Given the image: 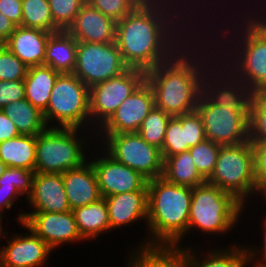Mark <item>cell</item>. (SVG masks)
I'll list each match as a JSON object with an SVG mask.
<instances>
[{"mask_svg":"<svg viewBox=\"0 0 266 267\" xmlns=\"http://www.w3.org/2000/svg\"><path fill=\"white\" fill-rule=\"evenodd\" d=\"M168 2L171 1L144 0L133 11L116 22L115 42L121 52L124 63L129 68L141 69L147 72L170 59L180 50V46H184L185 42H187L186 40H181L183 35L178 37L181 35L179 29L180 31L183 29V24L178 26L177 22H175L180 21V19L176 20L180 11L177 10L176 16L172 14L170 12L172 8L167 7L169 5L167 4ZM171 14L173 17H169L172 16ZM173 18L175 21H172ZM173 22L175 23L173 24ZM176 26L178 27L176 28ZM182 42L183 45H180Z\"/></svg>","mask_w":266,"mask_h":267,"instance_id":"obj_1","label":"cell"},{"mask_svg":"<svg viewBox=\"0 0 266 267\" xmlns=\"http://www.w3.org/2000/svg\"><path fill=\"white\" fill-rule=\"evenodd\" d=\"M187 45L191 44L186 43L185 47L181 46V51H177L167 61L148 70L145 76V81L154 93L155 107L172 117L196 111L202 93V79L207 62L201 55L200 59H197L196 49L193 51ZM188 48L190 50L187 52ZM192 52L194 54H191ZM199 60L202 63L204 61V65Z\"/></svg>","mask_w":266,"mask_h":267,"instance_id":"obj_2","label":"cell"},{"mask_svg":"<svg viewBox=\"0 0 266 267\" xmlns=\"http://www.w3.org/2000/svg\"><path fill=\"white\" fill-rule=\"evenodd\" d=\"M147 188L146 223L153 241H145V245L178 246L188 232L192 188L168 182L162 176L148 180Z\"/></svg>","mask_w":266,"mask_h":267,"instance_id":"obj_3","label":"cell"},{"mask_svg":"<svg viewBox=\"0 0 266 267\" xmlns=\"http://www.w3.org/2000/svg\"><path fill=\"white\" fill-rule=\"evenodd\" d=\"M245 207L231 193L207 181L192 188L188 231L198 227L205 233L228 232Z\"/></svg>","mask_w":266,"mask_h":267,"instance_id":"obj_4","label":"cell"},{"mask_svg":"<svg viewBox=\"0 0 266 267\" xmlns=\"http://www.w3.org/2000/svg\"><path fill=\"white\" fill-rule=\"evenodd\" d=\"M207 182L231 193L243 205L248 194L252 197L251 193H260L255 179L251 142L221 146L215 169Z\"/></svg>","mask_w":266,"mask_h":267,"instance_id":"obj_5","label":"cell"},{"mask_svg":"<svg viewBox=\"0 0 266 267\" xmlns=\"http://www.w3.org/2000/svg\"><path fill=\"white\" fill-rule=\"evenodd\" d=\"M79 128L48 127L36 136L35 172L55 173L81 167L86 158L85 142L77 137Z\"/></svg>","mask_w":266,"mask_h":267,"instance_id":"obj_6","label":"cell"},{"mask_svg":"<svg viewBox=\"0 0 266 267\" xmlns=\"http://www.w3.org/2000/svg\"><path fill=\"white\" fill-rule=\"evenodd\" d=\"M249 18H243V32L237 36L243 35L239 41V48L236 46V56L233 63L224 62L225 68L231 69L236 78L240 79L253 93L266 89V28L259 22L257 16L248 15ZM243 33V34H242ZM241 44V45H240ZM241 46V47H240ZM241 50V51H240ZM236 58H240L239 60ZM236 60V61H235ZM235 68H231L230 64ZM229 65V66H227ZM234 71H233V70ZM238 75V77H237ZM246 82V83H245Z\"/></svg>","mask_w":266,"mask_h":267,"instance_id":"obj_7","label":"cell"},{"mask_svg":"<svg viewBox=\"0 0 266 267\" xmlns=\"http://www.w3.org/2000/svg\"><path fill=\"white\" fill-rule=\"evenodd\" d=\"M43 115L47 125L58 121L59 126L51 127L80 128L90 122L89 88L73 73H60Z\"/></svg>","mask_w":266,"mask_h":267,"instance_id":"obj_8","label":"cell"},{"mask_svg":"<svg viewBox=\"0 0 266 267\" xmlns=\"http://www.w3.org/2000/svg\"><path fill=\"white\" fill-rule=\"evenodd\" d=\"M116 42L87 43L78 41L73 74L88 88L127 71Z\"/></svg>","mask_w":266,"mask_h":267,"instance_id":"obj_9","label":"cell"},{"mask_svg":"<svg viewBox=\"0 0 266 267\" xmlns=\"http://www.w3.org/2000/svg\"><path fill=\"white\" fill-rule=\"evenodd\" d=\"M107 154L114 160L138 171L147 180L163 175L160 149L147 143L138 132L105 134Z\"/></svg>","mask_w":266,"mask_h":267,"instance_id":"obj_10","label":"cell"},{"mask_svg":"<svg viewBox=\"0 0 266 267\" xmlns=\"http://www.w3.org/2000/svg\"><path fill=\"white\" fill-rule=\"evenodd\" d=\"M196 111L202 118L206 139L221 146L249 141V120L241 112L215 105L203 93Z\"/></svg>","mask_w":266,"mask_h":267,"instance_id":"obj_11","label":"cell"},{"mask_svg":"<svg viewBox=\"0 0 266 267\" xmlns=\"http://www.w3.org/2000/svg\"><path fill=\"white\" fill-rule=\"evenodd\" d=\"M145 76V71L129 68L117 77L90 87V121L92 119L94 121L97 120L102 126L116 111L118 106L145 81Z\"/></svg>","mask_w":266,"mask_h":267,"instance_id":"obj_12","label":"cell"},{"mask_svg":"<svg viewBox=\"0 0 266 267\" xmlns=\"http://www.w3.org/2000/svg\"><path fill=\"white\" fill-rule=\"evenodd\" d=\"M20 224L24 223L52 250L64 242L83 240L73 211L67 212H30L18 216Z\"/></svg>","mask_w":266,"mask_h":267,"instance_id":"obj_13","label":"cell"},{"mask_svg":"<svg viewBox=\"0 0 266 267\" xmlns=\"http://www.w3.org/2000/svg\"><path fill=\"white\" fill-rule=\"evenodd\" d=\"M155 107L154 93L144 81L126 98L111 117L99 127L104 134L138 132L143 120Z\"/></svg>","mask_w":266,"mask_h":267,"instance_id":"obj_14","label":"cell"},{"mask_svg":"<svg viewBox=\"0 0 266 267\" xmlns=\"http://www.w3.org/2000/svg\"><path fill=\"white\" fill-rule=\"evenodd\" d=\"M102 197L137 190H148L147 179L138 171L117 162L110 155L90 162Z\"/></svg>","mask_w":266,"mask_h":267,"instance_id":"obj_15","label":"cell"},{"mask_svg":"<svg viewBox=\"0 0 266 267\" xmlns=\"http://www.w3.org/2000/svg\"><path fill=\"white\" fill-rule=\"evenodd\" d=\"M216 70L217 68H215V71L213 70L214 75L209 72L204 74V77L202 79V93L213 104L223 107H230L232 110L241 112L249 120L250 104L253 92L240 79L236 78L234 75H232V73L230 74V69L227 70L225 68L224 71L226 70L227 72H229L227 74V72L225 71L224 75H222L221 73L222 70L218 71V73ZM219 75L220 77H218ZM207 76H212V78H207ZM214 76L216 79L213 78Z\"/></svg>","mask_w":266,"mask_h":267,"instance_id":"obj_16","label":"cell"},{"mask_svg":"<svg viewBox=\"0 0 266 267\" xmlns=\"http://www.w3.org/2000/svg\"><path fill=\"white\" fill-rule=\"evenodd\" d=\"M206 139L203 121L197 111L171 117L162 144L163 161L196 146Z\"/></svg>","mask_w":266,"mask_h":267,"instance_id":"obj_17","label":"cell"},{"mask_svg":"<svg viewBox=\"0 0 266 267\" xmlns=\"http://www.w3.org/2000/svg\"><path fill=\"white\" fill-rule=\"evenodd\" d=\"M31 234L15 236L0 250L3 267H39L53 251L40 237L22 223Z\"/></svg>","mask_w":266,"mask_h":267,"instance_id":"obj_18","label":"cell"},{"mask_svg":"<svg viewBox=\"0 0 266 267\" xmlns=\"http://www.w3.org/2000/svg\"><path fill=\"white\" fill-rule=\"evenodd\" d=\"M67 31L77 41L112 43L115 41L116 21L86 2Z\"/></svg>","mask_w":266,"mask_h":267,"instance_id":"obj_19","label":"cell"},{"mask_svg":"<svg viewBox=\"0 0 266 267\" xmlns=\"http://www.w3.org/2000/svg\"><path fill=\"white\" fill-rule=\"evenodd\" d=\"M27 200L35 209L32 212L71 211L62 174L35 172L32 192Z\"/></svg>","mask_w":266,"mask_h":267,"instance_id":"obj_20","label":"cell"},{"mask_svg":"<svg viewBox=\"0 0 266 267\" xmlns=\"http://www.w3.org/2000/svg\"><path fill=\"white\" fill-rule=\"evenodd\" d=\"M62 178L71 211L102 198L96 174L90 162L63 172Z\"/></svg>","mask_w":266,"mask_h":267,"instance_id":"obj_21","label":"cell"},{"mask_svg":"<svg viewBox=\"0 0 266 267\" xmlns=\"http://www.w3.org/2000/svg\"><path fill=\"white\" fill-rule=\"evenodd\" d=\"M50 35L51 32L41 29L16 26L3 45L28 67L43 65Z\"/></svg>","mask_w":266,"mask_h":267,"instance_id":"obj_22","label":"cell"},{"mask_svg":"<svg viewBox=\"0 0 266 267\" xmlns=\"http://www.w3.org/2000/svg\"><path fill=\"white\" fill-rule=\"evenodd\" d=\"M111 230L136 220H147L148 190H137L104 197Z\"/></svg>","mask_w":266,"mask_h":267,"instance_id":"obj_23","label":"cell"},{"mask_svg":"<svg viewBox=\"0 0 266 267\" xmlns=\"http://www.w3.org/2000/svg\"><path fill=\"white\" fill-rule=\"evenodd\" d=\"M134 253L128 267H189L186 248L180 246L140 244Z\"/></svg>","mask_w":266,"mask_h":267,"instance_id":"obj_24","label":"cell"},{"mask_svg":"<svg viewBox=\"0 0 266 267\" xmlns=\"http://www.w3.org/2000/svg\"><path fill=\"white\" fill-rule=\"evenodd\" d=\"M78 41L67 31L51 33L47 40L44 65L60 73H73Z\"/></svg>","mask_w":266,"mask_h":267,"instance_id":"obj_25","label":"cell"},{"mask_svg":"<svg viewBox=\"0 0 266 267\" xmlns=\"http://www.w3.org/2000/svg\"><path fill=\"white\" fill-rule=\"evenodd\" d=\"M60 72L47 65L28 67L25 83V99L42 112L47 108L50 94Z\"/></svg>","mask_w":266,"mask_h":267,"instance_id":"obj_26","label":"cell"},{"mask_svg":"<svg viewBox=\"0 0 266 267\" xmlns=\"http://www.w3.org/2000/svg\"><path fill=\"white\" fill-rule=\"evenodd\" d=\"M72 211L78 231L83 239H96L100 233L111 230L107 203L104 197Z\"/></svg>","mask_w":266,"mask_h":267,"instance_id":"obj_27","label":"cell"},{"mask_svg":"<svg viewBox=\"0 0 266 267\" xmlns=\"http://www.w3.org/2000/svg\"><path fill=\"white\" fill-rule=\"evenodd\" d=\"M0 159L8 167L34 171L36 136L20 134L0 143Z\"/></svg>","mask_w":266,"mask_h":267,"instance_id":"obj_28","label":"cell"},{"mask_svg":"<svg viewBox=\"0 0 266 267\" xmlns=\"http://www.w3.org/2000/svg\"><path fill=\"white\" fill-rule=\"evenodd\" d=\"M186 252L188 253L189 267H245L246 264L250 263L251 260L253 261V258L259 255L257 253H260L259 251L256 252L253 248H243L242 246L236 248L234 246L227 250L217 249V251L207 252L208 255L199 261L193 250L188 248Z\"/></svg>","mask_w":266,"mask_h":267,"instance_id":"obj_29","label":"cell"},{"mask_svg":"<svg viewBox=\"0 0 266 267\" xmlns=\"http://www.w3.org/2000/svg\"><path fill=\"white\" fill-rule=\"evenodd\" d=\"M2 110L14 122L20 134L37 136L48 127L43 112L26 99L12 102Z\"/></svg>","mask_w":266,"mask_h":267,"instance_id":"obj_30","label":"cell"},{"mask_svg":"<svg viewBox=\"0 0 266 267\" xmlns=\"http://www.w3.org/2000/svg\"><path fill=\"white\" fill-rule=\"evenodd\" d=\"M168 182L194 188L206 180L196 169L190 151L167 157L163 162V175Z\"/></svg>","mask_w":266,"mask_h":267,"instance_id":"obj_31","label":"cell"},{"mask_svg":"<svg viewBox=\"0 0 266 267\" xmlns=\"http://www.w3.org/2000/svg\"><path fill=\"white\" fill-rule=\"evenodd\" d=\"M21 26L51 33L60 31L54 24L48 0H22Z\"/></svg>","mask_w":266,"mask_h":267,"instance_id":"obj_32","label":"cell"},{"mask_svg":"<svg viewBox=\"0 0 266 267\" xmlns=\"http://www.w3.org/2000/svg\"><path fill=\"white\" fill-rule=\"evenodd\" d=\"M172 116L154 107L143 120L138 133L149 144L162 149L166 128Z\"/></svg>","mask_w":266,"mask_h":267,"instance_id":"obj_33","label":"cell"},{"mask_svg":"<svg viewBox=\"0 0 266 267\" xmlns=\"http://www.w3.org/2000/svg\"><path fill=\"white\" fill-rule=\"evenodd\" d=\"M248 125L250 142H266V89L253 93Z\"/></svg>","mask_w":266,"mask_h":267,"instance_id":"obj_34","label":"cell"},{"mask_svg":"<svg viewBox=\"0 0 266 267\" xmlns=\"http://www.w3.org/2000/svg\"><path fill=\"white\" fill-rule=\"evenodd\" d=\"M221 145L205 139L196 146L189 148L196 169L207 181L213 173Z\"/></svg>","mask_w":266,"mask_h":267,"instance_id":"obj_35","label":"cell"},{"mask_svg":"<svg viewBox=\"0 0 266 267\" xmlns=\"http://www.w3.org/2000/svg\"><path fill=\"white\" fill-rule=\"evenodd\" d=\"M35 171L24 168L7 167L0 176V190L11 191L16 196L32 192L33 178Z\"/></svg>","mask_w":266,"mask_h":267,"instance_id":"obj_36","label":"cell"},{"mask_svg":"<svg viewBox=\"0 0 266 267\" xmlns=\"http://www.w3.org/2000/svg\"><path fill=\"white\" fill-rule=\"evenodd\" d=\"M54 24L67 30L87 0H48Z\"/></svg>","mask_w":266,"mask_h":267,"instance_id":"obj_37","label":"cell"},{"mask_svg":"<svg viewBox=\"0 0 266 267\" xmlns=\"http://www.w3.org/2000/svg\"><path fill=\"white\" fill-rule=\"evenodd\" d=\"M28 66L0 44V81L24 80Z\"/></svg>","mask_w":266,"mask_h":267,"instance_id":"obj_38","label":"cell"},{"mask_svg":"<svg viewBox=\"0 0 266 267\" xmlns=\"http://www.w3.org/2000/svg\"><path fill=\"white\" fill-rule=\"evenodd\" d=\"M144 0H87L91 6L118 22Z\"/></svg>","mask_w":266,"mask_h":267,"instance_id":"obj_39","label":"cell"},{"mask_svg":"<svg viewBox=\"0 0 266 267\" xmlns=\"http://www.w3.org/2000/svg\"><path fill=\"white\" fill-rule=\"evenodd\" d=\"M22 99H25L24 80L0 81V109Z\"/></svg>","mask_w":266,"mask_h":267,"instance_id":"obj_40","label":"cell"},{"mask_svg":"<svg viewBox=\"0 0 266 267\" xmlns=\"http://www.w3.org/2000/svg\"><path fill=\"white\" fill-rule=\"evenodd\" d=\"M254 154V173L260 190L266 188V142H251Z\"/></svg>","mask_w":266,"mask_h":267,"instance_id":"obj_41","label":"cell"},{"mask_svg":"<svg viewBox=\"0 0 266 267\" xmlns=\"http://www.w3.org/2000/svg\"><path fill=\"white\" fill-rule=\"evenodd\" d=\"M0 12L16 26H21L22 0H0Z\"/></svg>","mask_w":266,"mask_h":267,"instance_id":"obj_42","label":"cell"},{"mask_svg":"<svg viewBox=\"0 0 266 267\" xmlns=\"http://www.w3.org/2000/svg\"><path fill=\"white\" fill-rule=\"evenodd\" d=\"M20 135L14 122L0 109V143Z\"/></svg>","mask_w":266,"mask_h":267,"instance_id":"obj_43","label":"cell"},{"mask_svg":"<svg viewBox=\"0 0 266 267\" xmlns=\"http://www.w3.org/2000/svg\"><path fill=\"white\" fill-rule=\"evenodd\" d=\"M16 25L0 12V44H3L14 32Z\"/></svg>","mask_w":266,"mask_h":267,"instance_id":"obj_44","label":"cell"},{"mask_svg":"<svg viewBox=\"0 0 266 267\" xmlns=\"http://www.w3.org/2000/svg\"><path fill=\"white\" fill-rule=\"evenodd\" d=\"M16 199V195L11 191L0 190V211L9 210Z\"/></svg>","mask_w":266,"mask_h":267,"instance_id":"obj_45","label":"cell"},{"mask_svg":"<svg viewBox=\"0 0 266 267\" xmlns=\"http://www.w3.org/2000/svg\"><path fill=\"white\" fill-rule=\"evenodd\" d=\"M264 237L265 238H263L264 239V246H263V251H261V253H262V256H264V258H262L263 259V261L261 262V263H259V262H257L258 264H255V265H257V266H259V267H266V220H265V222H264ZM265 262V263H264Z\"/></svg>","mask_w":266,"mask_h":267,"instance_id":"obj_46","label":"cell"},{"mask_svg":"<svg viewBox=\"0 0 266 267\" xmlns=\"http://www.w3.org/2000/svg\"><path fill=\"white\" fill-rule=\"evenodd\" d=\"M7 167L8 166L0 159V176L5 172Z\"/></svg>","mask_w":266,"mask_h":267,"instance_id":"obj_47","label":"cell"},{"mask_svg":"<svg viewBox=\"0 0 266 267\" xmlns=\"http://www.w3.org/2000/svg\"><path fill=\"white\" fill-rule=\"evenodd\" d=\"M1 217H2V214H1V211H0V236L2 234L3 238H7L6 235L8 234V232L4 233L5 235L2 233L3 231H2V226H1V223H2L1 222L2 221V218Z\"/></svg>","mask_w":266,"mask_h":267,"instance_id":"obj_48","label":"cell"},{"mask_svg":"<svg viewBox=\"0 0 266 267\" xmlns=\"http://www.w3.org/2000/svg\"><path fill=\"white\" fill-rule=\"evenodd\" d=\"M260 18H262V17H261V16H260V17L258 16L257 19H258L259 22L266 28V18H264V17H263V19H260ZM264 19H265V21H263Z\"/></svg>","mask_w":266,"mask_h":267,"instance_id":"obj_49","label":"cell"},{"mask_svg":"<svg viewBox=\"0 0 266 267\" xmlns=\"http://www.w3.org/2000/svg\"><path fill=\"white\" fill-rule=\"evenodd\" d=\"M260 193H261V194L263 193V195L266 196V188L263 189V190H261ZM265 198H266V197H265Z\"/></svg>","mask_w":266,"mask_h":267,"instance_id":"obj_50","label":"cell"},{"mask_svg":"<svg viewBox=\"0 0 266 267\" xmlns=\"http://www.w3.org/2000/svg\"><path fill=\"white\" fill-rule=\"evenodd\" d=\"M0 267H3L2 260H1V253H0Z\"/></svg>","mask_w":266,"mask_h":267,"instance_id":"obj_51","label":"cell"}]
</instances>
